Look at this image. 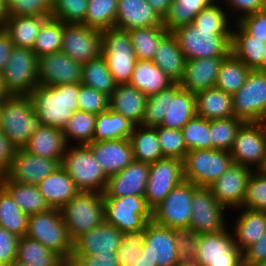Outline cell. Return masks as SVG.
Here are the masks:
<instances>
[{
	"mask_svg": "<svg viewBox=\"0 0 266 266\" xmlns=\"http://www.w3.org/2000/svg\"><path fill=\"white\" fill-rule=\"evenodd\" d=\"M225 57L199 58L186 61L180 87L192 93L215 87L221 62Z\"/></svg>",
	"mask_w": 266,
	"mask_h": 266,
	"instance_id": "cell-27",
	"label": "cell"
},
{
	"mask_svg": "<svg viewBox=\"0 0 266 266\" xmlns=\"http://www.w3.org/2000/svg\"><path fill=\"white\" fill-rule=\"evenodd\" d=\"M128 139L131 143L134 160L152 163L164 158L156 127L135 126Z\"/></svg>",
	"mask_w": 266,
	"mask_h": 266,
	"instance_id": "cell-39",
	"label": "cell"
},
{
	"mask_svg": "<svg viewBox=\"0 0 266 266\" xmlns=\"http://www.w3.org/2000/svg\"><path fill=\"white\" fill-rule=\"evenodd\" d=\"M109 109V96L79 83L78 110L98 115Z\"/></svg>",
	"mask_w": 266,
	"mask_h": 266,
	"instance_id": "cell-58",
	"label": "cell"
},
{
	"mask_svg": "<svg viewBox=\"0 0 266 266\" xmlns=\"http://www.w3.org/2000/svg\"><path fill=\"white\" fill-rule=\"evenodd\" d=\"M154 11L162 18L167 15L173 0H147Z\"/></svg>",
	"mask_w": 266,
	"mask_h": 266,
	"instance_id": "cell-67",
	"label": "cell"
},
{
	"mask_svg": "<svg viewBox=\"0 0 266 266\" xmlns=\"http://www.w3.org/2000/svg\"><path fill=\"white\" fill-rule=\"evenodd\" d=\"M81 84L105 93L107 96H110L118 85L102 55L82 64Z\"/></svg>",
	"mask_w": 266,
	"mask_h": 266,
	"instance_id": "cell-43",
	"label": "cell"
},
{
	"mask_svg": "<svg viewBox=\"0 0 266 266\" xmlns=\"http://www.w3.org/2000/svg\"><path fill=\"white\" fill-rule=\"evenodd\" d=\"M26 236L41 242L69 263L73 253V241L68 234L61 209L51 208L30 215Z\"/></svg>",
	"mask_w": 266,
	"mask_h": 266,
	"instance_id": "cell-4",
	"label": "cell"
},
{
	"mask_svg": "<svg viewBox=\"0 0 266 266\" xmlns=\"http://www.w3.org/2000/svg\"><path fill=\"white\" fill-rule=\"evenodd\" d=\"M0 266H7V265L0 259Z\"/></svg>",
	"mask_w": 266,
	"mask_h": 266,
	"instance_id": "cell-77",
	"label": "cell"
},
{
	"mask_svg": "<svg viewBox=\"0 0 266 266\" xmlns=\"http://www.w3.org/2000/svg\"><path fill=\"white\" fill-rule=\"evenodd\" d=\"M60 166L56 159L41 157L24 148H17L12 164L4 173L2 181L37 185Z\"/></svg>",
	"mask_w": 266,
	"mask_h": 266,
	"instance_id": "cell-19",
	"label": "cell"
},
{
	"mask_svg": "<svg viewBox=\"0 0 266 266\" xmlns=\"http://www.w3.org/2000/svg\"><path fill=\"white\" fill-rule=\"evenodd\" d=\"M248 266H266V262L265 263H257L254 265H248Z\"/></svg>",
	"mask_w": 266,
	"mask_h": 266,
	"instance_id": "cell-76",
	"label": "cell"
},
{
	"mask_svg": "<svg viewBox=\"0 0 266 266\" xmlns=\"http://www.w3.org/2000/svg\"><path fill=\"white\" fill-rule=\"evenodd\" d=\"M68 266H119L118 254L72 255Z\"/></svg>",
	"mask_w": 266,
	"mask_h": 266,
	"instance_id": "cell-62",
	"label": "cell"
},
{
	"mask_svg": "<svg viewBox=\"0 0 266 266\" xmlns=\"http://www.w3.org/2000/svg\"><path fill=\"white\" fill-rule=\"evenodd\" d=\"M234 116L260 122L266 104V72L251 70L244 85L232 95Z\"/></svg>",
	"mask_w": 266,
	"mask_h": 266,
	"instance_id": "cell-17",
	"label": "cell"
},
{
	"mask_svg": "<svg viewBox=\"0 0 266 266\" xmlns=\"http://www.w3.org/2000/svg\"><path fill=\"white\" fill-rule=\"evenodd\" d=\"M242 208L266 212V174L254 170L249 177Z\"/></svg>",
	"mask_w": 266,
	"mask_h": 266,
	"instance_id": "cell-55",
	"label": "cell"
},
{
	"mask_svg": "<svg viewBox=\"0 0 266 266\" xmlns=\"http://www.w3.org/2000/svg\"><path fill=\"white\" fill-rule=\"evenodd\" d=\"M37 187L49 206L57 209H61L80 192L72 178L61 166L40 181Z\"/></svg>",
	"mask_w": 266,
	"mask_h": 266,
	"instance_id": "cell-31",
	"label": "cell"
},
{
	"mask_svg": "<svg viewBox=\"0 0 266 266\" xmlns=\"http://www.w3.org/2000/svg\"><path fill=\"white\" fill-rule=\"evenodd\" d=\"M199 234L198 253L192 266H243L242 252L234 244L231 228Z\"/></svg>",
	"mask_w": 266,
	"mask_h": 266,
	"instance_id": "cell-11",
	"label": "cell"
},
{
	"mask_svg": "<svg viewBox=\"0 0 266 266\" xmlns=\"http://www.w3.org/2000/svg\"><path fill=\"white\" fill-rule=\"evenodd\" d=\"M37 77L41 86L81 83L82 64L62 51L45 54L38 58Z\"/></svg>",
	"mask_w": 266,
	"mask_h": 266,
	"instance_id": "cell-20",
	"label": "cell"
},
{
	"mask_svg": "<svg viewBox=\"0 0 266 266\" xmlns=\"http://www.w3.org/2000/svg\"><path fill=\"white\" fill-rule=\"evenodd\" d=\"M68 146L62 129L41 125L23 148L32 154L56 159L61 163Z\"/></svg>",
	"mask_w": 266,
	"mask_h": 266,
	"instance_id": "cell-30",
	"label": "cell"
},
{
	"mask_svg": "<svg viewBox=\"0 0 266 266\" xmlns=\"http://www.w3.org/2000/svg\"><path fill=\"white\" fill-rule=\"evenodd\" d=\"M163 157L183 160L188 153L181 130L156 127Z\"/></svg>",
	"mask_w": 266,
	"mask_h": 266,
	"instance_id": "cell-54",
	"label": "cell"
},
{
	"mask_svg": "<svg viewBox=\"0 0 266 266\" xmlns=\"http://www.w3.org/2000/svg\"><path fill=\"white\" fill-rule=\"evenodd\" d=\"M88 0H51V17L63 23L82 24Z\"/></svg>",
	"mask_w": 266,
	"mask_h": 266,
	"instance_id": "cell-52",
	"label": "cell"
},
{
	"mask_svg": "<svg viewBox=\"0 0 266 266\" xmlns=\"http://www.w3.org/2000/svg\"><path fill=\"white\" fill-rule=\"evenodd\" d=\"M133 266H157V264L144 258V255H141L140 259Z\"/></svg>",
	"mask_w": 266,
	"mask_h": 266,
	"instance_id": "cell-68",
	"label": "cell"
},
{
	"mask_svg": "<svg viewBox=\"0 0 266 266\" xmlns=\"http://www.w3.org/2000/svg\"><path fill=\"white\" fill-rule=\"evenodd\" d=\"M118 0H88L87 13L82 24L98 30L115 27Z\"/></svg>",
	"mask_w": 266,
	"mask_h": 266,
	"instance_id": "cell-47",
	"label": "cell"
},
{
	"mask_svg": "<svg viewBox=\"0 0 266 266\" xmlns=\"http://www.w3.org/2000/svg\"><path fill=\"white\" fill-rule=\"evenodd\" d=\"M41 125L29 96L7 95L3 99L0 128L16 148H23Z\"/></svg>",
	"mask_w": 266,
	"mask_h": 266,
	"instance_id": "cell-3",
	"label": "cell"
},
{
	"mask_svg": "<svg viewBox=\"0 0 266 266\" xmlns=\"http://www.w3.org/2000/svg\"><path fill=\"white\" fill-rule=\"evenodd\" d=\"M87 146L107 177L125 169L134 160L128 138L93 141Z\"/></svg>",
	"mask_w": 266,
	"mask_h": 266,
	"instance_id": "cell-24",
	"label": "cell"
},
{
	"mask_svg": "<svg viewBox=\"0 0 266 266\" xmlns=\"http://www.w3.org/2000/svg\"><path fill=\"white\" fill-rule=\"evenodd\" d=\"M152 61L174 82L183 77L186 59L177 38L169 32L159 43Z\"/></svg>",
	"mask_w": 266,
	"mask_h": 266,
	"instance_id": "cell-32",
	"label": "cell"
},
{
	"mask_svg": "<svg viewBox=\"0 0 266 266\" xmlns=\"http://www.w3.org/2000/svg\"><path fill=\"white\" fill-rule=\"evenodd\" d=\"M8 266H29L27 264L21 263L18 260H14L12 263H10Z\"/></svg>",
	"mask_w": 266,
	"mask_h": 266,
	"instance_id": "cell-72",
	"label": "cell"
},
{
	"mask_svg": "<svg viewBox=\"0 0 266 266\" xmlns=\"http://www.w3.org/2000/svg\"><path fill=\"white\" fill-rule=\"evenodd\" d=\"M169 107V88L147 97L144 117L140 126H160Z\"/></svg>",
	"mask_w": 266,
	"mask_h": 266,
	"instance_id": "cell-56",
	"label": "cell"
},
{
	"mask_svg": "<svg viewBox=\"0 0 266 266\" xmlns=\"http://www.w3.org/2000/svg\"><path fill=\"white\" fill-rule=\"evenodd\" d=\"M196 115L207 120L234 117L232 95L216 87L195 93Z\"/></svg>",
	"mask_w": 266,
	"mask_h": 266,
	"instance_id": "cell-33",
	"label": "cell"
},
{
	"mask_svg": "<svg viewBox=\"0 0 266 266\" xmlns=\"http://www.w3.org/2000/svg\"><path fill=\"white\" fill-rule=\"evenodd\" d=\"M61 51L80 64L102 55V31L84 24L63 23Z\"/></svg>",
	"mask_w": 266,
	"mask_h": 266,
	"instance_id": "cell-16",
	"label": "cell"
},
{
	"mask_svg": "<svg viewBox=\"0 0 266 266\" xmlns=\"http://www.w3.org/2000/svg\"><path fill=\"white\" fill-rule=\"evenodd\" d=\"M145 243V228L123 233L121 246L117 250L119 266H133L142 254Z\"/></svg>",
	"mask_w": 266,
	"mask_h": 266,
	"instance_id": "cell-53",
	"label": "cell"
},
{
	"mask_svg": "<svg viewBox=\"0 0 266 266\" xmlns=\"http://www.w3.org/2000/svg\"><path fill=\"white\" fill-rule=\"evenodd\" d=\"M244 123V120L235 116L210 120L211 149L229 152Z\"/></svg>",
	"mask_w": 266,
	"mask_h": 266,
	"instance_id": "cell-49",
	"label": "cell"
},
{
	"mask_svg": "<svg viewBox=\"0 0 266 266\" xmlns=\"http://www.w3.org/2000/svg\"><path fill=\"white\" fill-rule=\"evenodd\" d=\"M183 180V160L164 157L150 163L144 198L151 210Z\"/></svg>",
	"mask_w": 266,
	"mask_h": 266,
	"instance_id": "cell-15",
	"label": "cell"
},
{
	"mask_svg": "<svg viewBox=\"0 0 266 266\" xmlns=\"http://www.w3.org/2000/svg\"><path fill=\"white\" fill-rule=\"evenodd\" d=\"M259 170L262 173L266 174V156H265V159H264V163H263V165L261 166V168Z\"/></svg>",
	"mask_w": 266,
	"mask_h": 266,
	"instance_id": "cell-74",
	"label": "cell"
},
{
	"mask_svg": "<svg viewBox=\"0 0 266 266\" xmlns=\"http://www.w3.org/2000/svg\"><path fill=\"white\" fill-rule=\"evenodd\" d=\"M187 149H211L210 121L195 115L181 129Z\"/></svg>",
	"mask_w": 266,
	"mask_h": 266,
	"instance_id": "cell-50",
	"label": "cell"
},
{
	"mask_svg": "<svg viewBox=\"0 0 266 266\" xmlns=\"http://www.w3.org/2000/svg\"><path fill=\"white\" fill-rule=\"evenodd\" d=\"M135 125L120 113L108 109L96 116L94 141L129 138Z\"/></svg>",
	"mask_w": 266,
	"mask_h": 266,
	"instance_id": "cell-41",
	"label": "cell"
},
{
	"mask_svg": "<svg viewBox=\"0 0 266 266\" xmlns=\"http://www.w3.org/2000/svg\"><path fill=\"white\" fill-rule=\"evenodd\" d=\"M60 165L79 191L104 192L108 177L87 145H69Z\"/></svg>",
	"mask_w": 266,
	"mask_h": 266,
	"instance_id": "cell-5",
	"label": "cell"
},
{
	"mask_svg": "<svg viewBox=\"0 0 266 266\" xmlns=\"http://www.w3.org/2000/svg\"><path fill=\"white\" fill-rule=\"evenodd\" d=\"M96 116L79 110L73 112L62 129L68 145H87L94 141Z\"/></svg>",
	"mask_w": 266,
	"mask_h": 266,
	"instance_id": "cell-45",
	"label": "cell"
},
{
	"mask_svg": "<svg viewBox=\"0 0 266 266\" xmlns=\"http://www.w3.org/2000/svg\"><path fill=\"white\" fill-rule=\"evenodd\" d=\"M197 185L183 180L152 210V220L169 228L190 227L192 197Z\"/></svg>",
	"mask_w": 266,
	"mask_h": 266,
	"instance_id": "cell-12",
	"label": "cell"
},
{
	"mask_svg": "<svg viewBox=\"0 0 266 266\" xmlns=\"http://www.w3.org/2000/svg\"><path fill=\"white\" fill-rule=\"evenodd\" d=\"M62 37L63 22L50 17L42 24L32 50L38 58L45 54L60 52Z\"/></svg>",
	"mask_w": 266,
	"mask_h": 266,
	"instance_id": "cell-48",
	"label": "cell"
},
{
	"mask_svg": "<svg viewBox=\"0 0 266 266\" xmlns=\"http://www.w3.org/2000/svg\"><path fill=\"white\" fill-rule=\"evenodd\" d=\"M78 95L79 83H73L37 85L28 96L42 125L63 129L73 112L78 111Z\"/></svg>",
	"mask_w": 266,
	"mask_h": 266,
	"instance_id": "cell-1",
	"label": "cell"
},
{
	"mask_svg": "<svg viewBox=\"0 0 266 266\" xmlns=\"http://www.w3.org/2000/svg\"><path fill=\"white\" fill-rule=\"evenodd\" d=\"M191 208L190 228L195 234L216 233L229 226V217L225 216V212L231 210L228 211L216 200L209 187L197 186L194 189Z\"/></svg>",
	"mask_w": 266,
	"mask_h": 266,
	"instance_id": "cell-13",
	"label": "cell"
},
{
	"mask_svg": "<svg viewBox=\"0 0 266 266\" xmlns=\"http://www.w3.org/2000/svg\"><path fill=\"white\" fill-rule=\"evenodd\" d=\"M105 221L122 233L144 229L152 220V210L144 196L103 198Z\"/></svg>",
	"mask_w": 266,
	"mask_h": 266,
	"instance_id": "cell-10",
	"label": "cell"
},
{
	"mask_svg": "<svg viewBox=\"0 0 266 266\" xmlns=\"http://www.w3.org/2000/svg\"><path fill=\"white\" fill-rule=\"evenodd\" d=\"M243 266L266 262V230L263 236L243 253Z\"/></svg>",
	"mask_w": 266,
	"mask_h": 266,
	"instance_id": "cell-64",
	"label": "cell"
},
{
	"mask_svg": "<svg viewBox=\"0 0 266 266\" xmlns=\"http://www.w3.org/2000/svg\"><path fill=\"white\" fill-rule=\"evenodd\" d=\"M6 17V0H0V27Z\"/></svg>",
	"mask_w": 266,
	"mask_h": 266,
	"instance_id": "cell-69",
	"label": "cell"
},
{
	"mask_svg": "<svg viewBox=\"0 0 266 266\" xmlns=\"http://www.w3.org/2000/svg\"><path fill=\"white\" fill-rule=\"evenodd\" d=\"M227 9L228 15L233 22L241 18L266 9V0H219ZM234 12V13H233ZM232 16V17H231Z\"/></svg>",
	"mask_w": 266,
	"mask_h": 266,
	"instance_id": "cell-60",
	"label": "cell"
},
{
	"mask_svg": "<svg viewBox=\"0 0 266 266\" xmlns=\"http://www.w3.org/2000/svg\"><path fill=\"white\" fill-rule=\"evenodd\" d=\"M38 57L31 48L14 46L0 81L6 95L28 96L38 85Z\"/></svg>",
	"mask_w": 266,
	"mask_h": 266,
	"instance_id": "cell-7",
	"label": "cell"
},
{
	"mask_svg": "<svg viewBox=\"0 0 266 266\" xmlns=\"http://www.w3.org/2000/svg\"><path fill=\"white\" fill-rule=\"evenodd\" d=\"M214 0H173L163 26L172 32L180 26L191 24L195 16Z\"/></svg>",
	"mask_w": 266,
	"mask_h": 266,
	"instance_id": "cell-46",
	"label": "cell"
},
{
	"mask_svg": "<svg viewBox=\"0 0 266 266\" xmlns=\"http://www.w3.org/2000/svg\"><path fill=\"white\" fill-rule=\"evenodd\" d=\"M144 258L157 266H183L172 228L159 225L153 220L145 227Z\"/></svg>",
	"mask_w": 266,
	"mask_h": 266,
	"instance_id": "cell-18",
	"label": "cell"
},
{
	"mask_svg": "<svg viewBox=\"0 0 266 266\" xmlns=\"http://www.w3.org/2000/svg\"><path fill=\"white\" fill-rule=\"evenodd\" d=\"M163 19L147 0H118L115 28L129 31L135 28L161 26Z\"/></svg>",
	"mask_w": 266,
	"mask_h": 266,
	"instance_id": "cell-25",
	"label": "cell"
},
{
	"mask_svg": "<svg viewBox=\"0 0 266 266\" xmlns=\"http://www.w3.org/2000/svg\"><path fill=\"white\" fill-rule=\"evenodd\" d=\"M261 72H266V47L264 48V58H261Z\"/></svg>",
	"mask_w": 266,
	"mask_h": 266,
	"instance_id": "cell-70",
	"label": "cell"
},
{
	"mask_svg": "<svg viewBox=\"0 0 266 266\" xmlns=\"http://www.w3.org/2000/svg\"><path fill=\"white\" fill-rule=\"evenodd\" d=\"M19 237L0 227V259L8 266L17 256Z\"/></svg>",
	"mask_w": 266,
	"mask_h": 266,
	"instance_id": "cell-63",
	"label": "cell"
},
{
	"mask_svg": "<svg viewBox=\"0 0 266 266\" xmlns=\"http://www.w3.org/2000/svg\"><path fill=\"white\" fill-rule=\"evenodd\" d=\"M17 148L0 128V170L5 173L12 164Z\"/></svg>",
	"mask_w": 266,
	"mask_h": 266,
	"instance_id": "cell-65",
	"label": "cell"
},
{
	"mask_svg": "<svg viewBox=\"0 0 266 266\" xmlns=\"http://www.w3.org/2000/svg\"><path fill=\"white\" fill-rule=\"evenodd\" d=\"M2 186L11 194L15 203L29 216L51 209L35 184L2 181Z\"/></svg>",
	"mask_w": 266,
	"mask_h": 266,
	"instance_id": "cell-38",
	"label": "cell"
},
{
	"mask_svg": "<svg viewBox=\"0 0 266 266\" xmlns=\"http://www.w3.org/2000/svg\"><path fill=\"white\" fill-rule=\"evenodd\" d=\"M7 95L3 92V88L1 86V81H0V102L3 101V99L6 97Z\"/></svg>",
	"mask_w": 266,
	"mask_h": 266,
	"instance_id": "cell-73",
	"label": "cell"
},
{
	"mask_svg": "<svg viewBox=\"0 0 266 266\" xmlns=\"http://www.w3.org/2000/svg\"><path fill=\"white\" fill-rule=\"evenodd\" d=\"M150 163L133 160L125 169L107 179L103 198L144 196Z\"/></svg>",
	"mask_w": 266,
	"mask_h": 266,
	"instance_id": "cell-22",
	"label": "cell"
},
{
	"mask_svg": "<svg viewBox=\"0 0 266 266\" xmlns=\"http://www.w3.org/2000/svg\"><path fill=\"white\" fill-rule=\"evenodd\" d=\"M229 153L233 163L259 170L266 156V126L260 122H245Z\"/></svg>",
	"mask_w": 266,
	"mask_h": 266,
	"instance_id": "cell-14",
	"label": "cell"
},
{
	"mask_svg": "<svg viewBox=\"0 0 266 266\" xmlns=\"http://www.w3.org/2000/svg\"><path fill=\"white\" fill-rule=\"evenodd\" d=\"M14 44L12 43L10 35L0 27V76L5 69L7 60L12 52Z\"/></svg>",
	"mask_w": 266,
	"mask_h": 266,
	"instance_id": "cell-66",
	"label": "cell"
},
{
	"mask_svg": "<svg viewBox=\"0 0 266 266\" xmlns=\"http://www.w3.org/2000/svg\"><path fill=\"white\" fill-rule=\"evenodd\" d=\"M2 102H0V119H1Z\"/></svg>",
	"mask_w": 266,
	"mask_h": 266,
	"instance_id": "cell-78",
	"label": "cell"
},
{
	"mask_svg": "<svg viewBox=\"0 0 266 266\" xmlns=\"http://www.w3.org/2000/svg\"><path fill=\"white\" fill-rule=\"evenodd\" d=\"M176 245L183 264L190 265L198 253L199 234L190 227L173 228Z\"/></svg>",
	"mask_w": 266,
	"mask_h": 266,
	"instance_id": "cell-59",
	"label": "cell"
},
{
	"mask_svg": "<svg viewBox=\"0 0 266 266\" xmlns=\"http://www.w3.org/2000/svg\"><path fill=\"white\" fill-rule=\"evenodd\" d=\"M253 170L237 163L231 166L210 186L216 200L228 210L242 207L247 183Z\"/></svg>",
	"mask_w": 266,
	"mask_h": 266,
	"instance_id": "cell-21",
	"label": "cell"
},
{
	"mask_svg": "<svg viewBox=\"0 0 266 266\" xmlns=\"http://www.w3.org/2000/svg\"><path fill=\"white\" fill-rule=\"evenodd\" d=\"M250 71L244 62L230 53L221 62L215 87L233 95L244 85Z\"/></svg>",
	"mask_w": 266,
	"mask_h": 266,
	"instance_id": "cell-40",
	"label": "cell"
},
{
	"mask_svg": "<svg viewBox=\"0 0 266 266\" xmlns=\"http://www.w3.org/2000/svg\"><path fill=\"white\" fill-rule=\"evenodd\" d=\"M260 123H263L264 125L266 124V104L262 116L260 118Z\"/></svg>",
	"mask_w": 266,
	"mask_h": 266,
	"instance_id": "cell-71",
	"label": "cell"
},
{
	"mask_svg": "<svg viewBox=\"0 0 266 266\" xmlns=\"http://www.w3.org/2000/svg\"><path fill=\"white\" fill-rule=\"evenodd\" d=\"M266 42L249 35L237 22L233 24L231 53L251 70L261 71Z\"/></svg>",
	"mask_w": 266,
	"mask_h": 266,
	"instance_id": "cell-34",
	"label": "cell"
},
{
	"mask_svg": "<svg viewBox=\"0 0 266 266\" xmlns=\"http://www.w3.org/2000/svg\"><path fill=\"white\" fill-rule=\"evenodd\" d=\"M27 215L13 200L11 194L0 186V227L17 235L26 236L28 230Z\"/></svg>",
	"mask_w": 266,
	"mask_h": 266,
	"instance_id": "cell-42",
	"label": "cell"
},
{
	"mask_svg": "<svg viewBox=\"0 0 266 266\" xmlns=\"http://www.w3.org/2000/svg\"><path fill=\"white\" fill-rule=\"evenodd\" d=\"M3 176H4V173L0 170V186L2 185Z\"/></svg>",
	"mask_w": 266,
	"mask_h": 266,
	"instance_id": "cell-75",
	"label": "cell"
},
{
	"mask_svg": "<svg viewBox=\"0 0 266 266\" xmlns=\"http://www.w3.org/2000/svg\"><path fill=\"white\" fill-rule=\"evenodd\" d=\"M147 97L168 89L174 82L151 60H137L129 83Z\"/></svg>",
	"mask_w": 266,
	"mask_h": 266,
	"instance_id": "cell-35",
	"label": "cell"
},
{
	"mask_svg": "<svg viewBox=\"0 0 266 266\" xmlns=\"http://www.w3.org/2000/svg\"><path fill=\"white\" fill-rule=\"evenodd\" d=\"M146 100L147 96L130 84H118L109 96V109L139 126L143 121Z\"/></svg>",
	"mask_w": 266,
	"mask_h": 266,
	"instance_id": "cell-28",
	"label": "cell"
},
{
	"mask_svg": "<svg viewBox=\"0 0 266 266\" xmlns=\"http://www.w3.org/2000/svg\"><path fill=\"white\" fill-rule=\"evenodd\" d=\"M191 24L195 28L232 29L234 22L223 4L214 0L195 16Z\"/></svg>",
	"mask_w": 266,
	"mask_h": 266,
	"instance_id": "cell-51",
	"label": "cell"
},
{
	"mask_svg": "<svg viewBox=\"0 0 266 266\" xmlns=\"http://www.w3.org/2000/svg\"><path fill=\"white\" fill-rule=\"evenodd\" d=\"M61 212L68 234L74 242L105 220L103 193L80 191L61 208Z\"/></svg>",
	"mask_w": 266,
	"mask_h": 266,
	"instance_id": "cell-6",
	"label": "cell"
},
{
	"mask_svg": "<svg viewBox=\"0 0 266 266\" xmlns=\"http://www.w3.org/2000/svg\"><path fill=\"white\" fill-rule=\"evenodd\" d=\"M233 163L228 151L193 149L183 159L184 180L197 186H210Z\"/></svg>",
	"mask_w": 266,
	"mask_h": 266,
	"instance_id": "cell-9",
	"label": "cell"
},
{
	"mask_svg": "<svg viewBox=\"0 0 266 266\" xmlns=\"http://www.w3.org/2000/svg\"><path fill=\"white\" fill-rule=\"evenodd\" d=\"M51 16H6L2 27L17 47L33 49L42 24Z\"/></svg>",
	"mask_w": 266,
	"mask_h": 266,
	"instance_id": "cell-36",
	"label": "cell"
},
{
	"mask_svg": "<svg viewBox=\"0 0 266 266\" xmlns=\"http://www.w3.org/2000/svg\"><path fill=\"white\" fill-rule=\"evenodd\" d=\"M123 233L105 220L94 229L82 234L73 242L72 255H98L117 252Z\"/></svg>",
	"mask_w": 266,
	"mask_h": 266,
	"instance_id": "cell-23",
	"label": "cell"
},
{
	"mask_svg": "<svg viewBox=\"0 0 266 266\" xmlns=\"http://www.w3.org/2000/svg\"><path fill=\"white\" fill-rule=\"evenodd\" d=\"M234 210L240 212L233 219L231 232L235 246L243 253L265 233L266 212L242 207Z\"/></svg>",
	"mask_w": 266,
	"mask_h": 266,
	"instance_id": "cell-26",
	"label": "cell"
},
{
	"mask_svg": "<svg viewBox=\"0 0 266 266\" xmlns=\"http://www.w3.org/2000/svg\"><path fill=\"white\" fill-rule=\"evenodd\" d=\"M237 23L255 39L266 42V9L247 15Z\"/></svg>",
	"mask_w": 266,
	"mask_h": 266,
	"instance_id": "cell-61",
	"label": "cell"
},
{
	"mask_svg": "<svg viewBox=\"0 0 266 266\" xmlns=\"http://www.w3.org/2000/svg\"><path fill=\"white\" fill-rule=\"evenodd\" d=\"M196 115L195 93L174 83L169 87V107L160 126L181 130Z\"/></svg>",
	"mask_w": 266,
	"mask_h": 266,
	"instance_id": "cell-29",
	"label": "cell"
},
{
	"mask_svg": "<svg viewBox=\"0 0 266 266\" xmlns=\"http://www.w3.org/2000/svg\"><path fill=\"white\" fill-rule=\"evenodd\" d=\"M51 16V0H6V16Z\"/></svg>",
	"mask_w": 266,
	"mask_h": 266,
	"instance_id": "cell-57",
	"label": "cell"
},
{
	"mask_svg": "<svg viewBox=\"0 0 266 266\" xmlns=\"http://www.w3.org/2000/svg\"><path fill=\"white\" fill-rule=\"evenodd\" d=\"M169 33L163 26L135 28L128 31L137 60H151L160 41Z\"/></svg>",
	"mask_w": 266,
	"mask_h": 266,
	"instance_id": "cell-44",
	"label": "cell"
},
{
	"mask_svg": "<svg viewBox=\"0 0 266 266\" xmlns=\"http://www.w3.org/2000/svg\"><path fill=\"white\" fill-rule=\"evenodd\" d=\"M16 260L29 266H68L60 255L27 236L19 237Z\"/></svg>",
	"mask_w": 266,
	"mask_h": 266,
	"instance_id": "cell-37",
	"label": "cell"
},
{
	"mask_svg": "<svg viewBox=\"0 0 266 266\" xmlns=\"http://www.w3.org/2000/svg\"><path fill=\"white\" fill-rule=\"evenodd\" d=\"M102 56L118 84L129 83L137 61L128 31L102 30Z\"/></svg>",
	"mask_w": 266,
	"mask_h": 266,
	"instance_id": "cell-8",
	"label": "cell"
},
{
	"mask_svg": "<svg viewBox=\"0 0 266 266\" xmlns=\"http://www.w3.org/2000/svg\"><path fill=\"white\" fill-rule=\"evenodd\" d=\"M186 61L227 57L231 53L232 29L195 28L192 24L180 26L172 31Z\"/></svg>",
	"mask_w": 266,
	"mask_h": 266,
	"instance_id": "cell-2",
	"label": "cell"
}]
</instances>
